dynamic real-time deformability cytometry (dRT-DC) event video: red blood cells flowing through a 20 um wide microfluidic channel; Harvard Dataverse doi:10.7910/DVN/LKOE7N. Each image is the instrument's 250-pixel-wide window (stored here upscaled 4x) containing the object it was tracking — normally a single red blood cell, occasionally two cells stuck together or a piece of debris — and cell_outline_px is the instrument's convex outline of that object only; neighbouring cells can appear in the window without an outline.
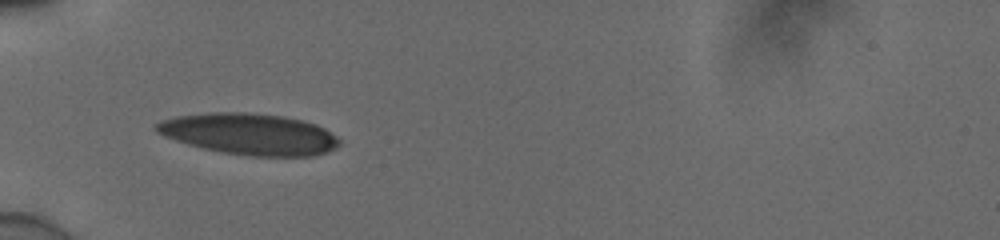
{"species": "human", "species_latin": "Homo sapiens", "temperature_condition": "cold", "stored_images_in_passage": 36, "camera_frame_rate_fps": 3000, "um_per_image_px": 0.085, "donor": {"sex": "male"}, "frame": {"image": 1, "passage_image": 1, "time_ms": 0.0, "image_size_px": [1000, 240], "cell_outline_px": [[340, 144], [336, 148], [328, 152], [312, 156], [248, 156], [220, 152], [188, 144], [164, 136], [156, 132], [152, 128], [152, 124], [160, 120], [176, 116], [208, 112], [248, 112], [284, 116], [304, 120], [316, 124], [324, 128], [336, 136], [340, 140]], "centroid_in_image_um": [21.17, 11.38], "position_along_channel_um": 63.8, "area_um2": 44.56}}
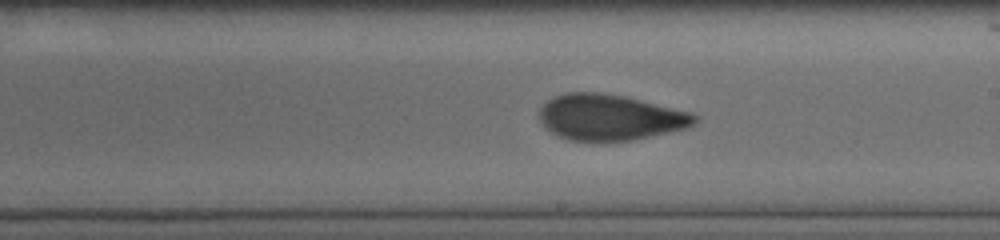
{"frame": {"image": 2, "passage_image": 15, "time_ms": 4.667, "image_size_px": [1000, 240], "cell_outline_px": [[700, 120], [696, 124], [688, 128], [632, 140], [604, 144], [568, 140], [544, 128], [540, 124], [536, 116], [540, 108], [548, 100], [564, 92], [600, 92], [624, 96], [692, 112], [700, 116]], "centroid_in_image_um": [51.84, 10.01], "position_along_channel_um": 237.2, "area_um2": 42.77}}
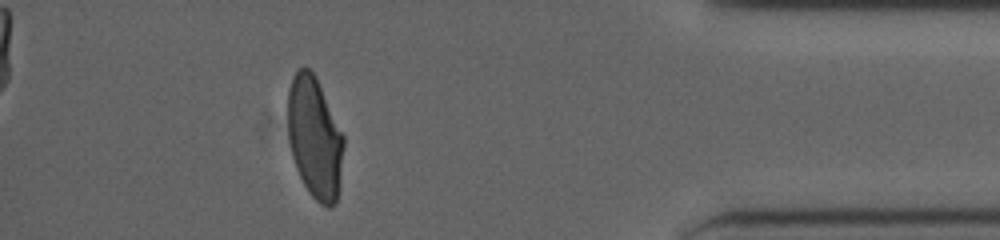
{"frame": {"image": 3, "passage_image": 31, "time_ms": 10.0, "image_size_px": [1000, 240], "cell_outline_px": [[344, 148], [340, 188], [336, 204], [332, 208], [328, 208], [320, 204], [312, 196], [304, 184], [296, 168], [292, 156], [288, 136], [288, 88], [292, 76], [304, 64], [316, 76], [344, 136]], "centroid_in_image_um": [26.76, 11.72], "position_along_channel_um": 408.4, "area_um2": 40.06}, "authors_computed_cell_mechanics": {"area_um2": 42.0495, "velocity_mm_per_s": 3.8863, "shape_relaxation_time_tau1_ms": 6.1524, "shape_relaxation_time_tau2_ms": 1.2305, "deformation_change_tau1": 0.1814, "deformation_change_tau2": 0.0713}}